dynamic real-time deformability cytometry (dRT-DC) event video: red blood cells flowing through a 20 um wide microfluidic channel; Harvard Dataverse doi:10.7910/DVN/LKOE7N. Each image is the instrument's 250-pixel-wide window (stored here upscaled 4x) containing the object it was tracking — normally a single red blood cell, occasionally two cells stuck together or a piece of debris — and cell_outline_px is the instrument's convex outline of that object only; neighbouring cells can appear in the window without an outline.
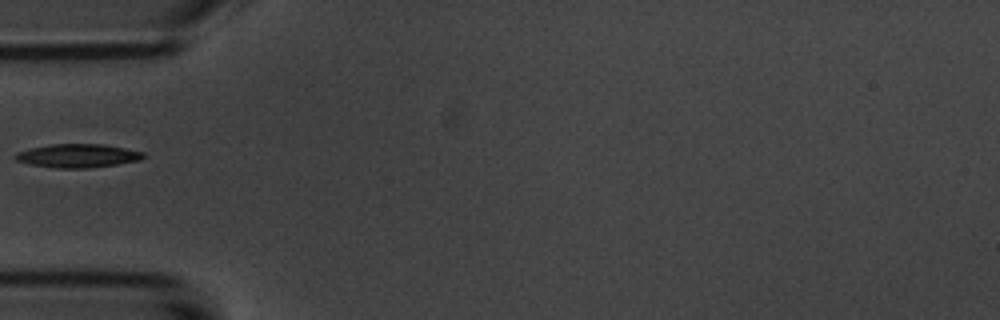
{"species": "common noctule bat (a hibernating species)", "species_latin": "Nyctalus noctula", "temperature_condition": "room temperature", "stored_images_in_passage": 1, "camera_frame_rate_fps": 3000, "um_per_image_px": 0.085, "animal": {"sex": "male", "body_mass_g": 20.1, "forearm_length_mm": 53.5}, "frame": {"image": 1, "passage_image": 1, "time_ms": 0.0, "image_size_px": [1000, 320], "cell_outline_px": [[148, 156], [140, 160], [116, 164], [88, 168], [60, 168], [32, 164], [16, 160], [12, 156], [16, 152], [28, 148], [52, 144], [104, 144], [144, 152]], "centroid_in_image_um": [6.62, 13.23], "position_along_channel_um": 78.4, "area_um2": 17.57}}